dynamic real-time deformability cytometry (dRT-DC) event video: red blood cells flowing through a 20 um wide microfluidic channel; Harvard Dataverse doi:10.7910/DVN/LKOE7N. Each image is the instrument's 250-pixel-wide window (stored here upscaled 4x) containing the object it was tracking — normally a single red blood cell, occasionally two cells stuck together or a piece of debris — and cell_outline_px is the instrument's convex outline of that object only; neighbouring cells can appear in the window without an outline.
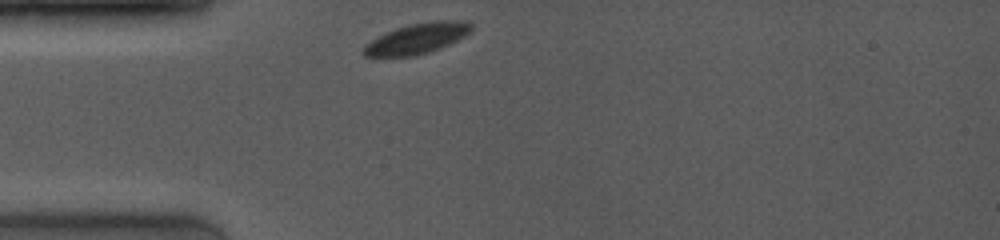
{"species": "common noctule bat (a hibernating species)", "species_latin": "Nyctalus noctula", "temperature_condition": "room temperature", "stored_images_in_passage": 1, "camera_frame_rate_fps": 4000, "um_per_image_px": 0.085, "animal": {"sex": "female", "body_mass_g": 19.0, "forearm_length_mm": 53.3}, "frame": {"image": 1, "passage_image": 1, "time_ms": 0.0, "image_size_px": [1000, 240], "cell_outline_px": [[472, 28], [464, 36], [440, 48], [428, 52], [412, 56], [364, 56], [360, 52], [364, 44], [376, 36], [396, 28], [408, 24], [432, 20], [468, 20], [472, 24]], "centroid_in_image_um": [35.41, 3.25], "position_along_channel_um": 49.6, "area_um2": 19.31}}